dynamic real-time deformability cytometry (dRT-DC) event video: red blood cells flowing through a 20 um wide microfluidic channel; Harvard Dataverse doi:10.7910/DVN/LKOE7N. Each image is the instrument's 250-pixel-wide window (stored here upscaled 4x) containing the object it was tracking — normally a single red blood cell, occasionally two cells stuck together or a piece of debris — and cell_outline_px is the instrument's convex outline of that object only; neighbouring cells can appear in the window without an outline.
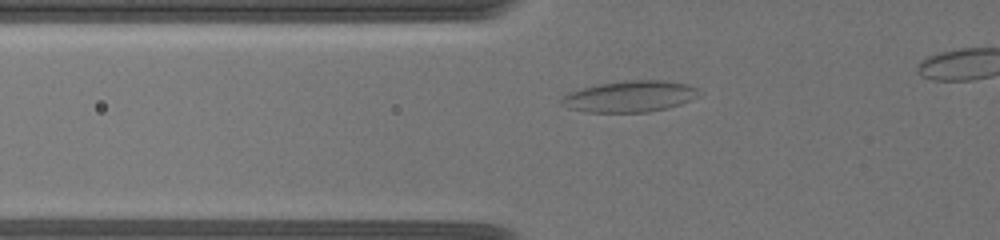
{"species": "common noctule bat (a hibernating species)", "species_latin": "Nyctalus noctula", "temperature_condition": "warm", "stored_images_in_passage": 18, "camera_frame_rate_fps": 3000, "um_per_image_px": 0.085, "animal": {"sex": "female", "body_mass_g": 19.5, "forearm_length_mm": 54.1}, "frame": {"image": 1, "passage_image": 9, "time_ms": 4.333, "image_size_px": [1000, 240], "cell_outline_px": [[700, 96], [680, 104], [668, 108], [648, 112], [588, 112], [568, 108], [560, 104], [560, 100], [568, 92], [580, 88], [600, 84], [628, 80], [660, 80], [688, 84], [696, 88]], "centroid_in_image_um": [53.52, 8.2], "position_along_channel_um": 72.3, "area_um2": 25.03}}
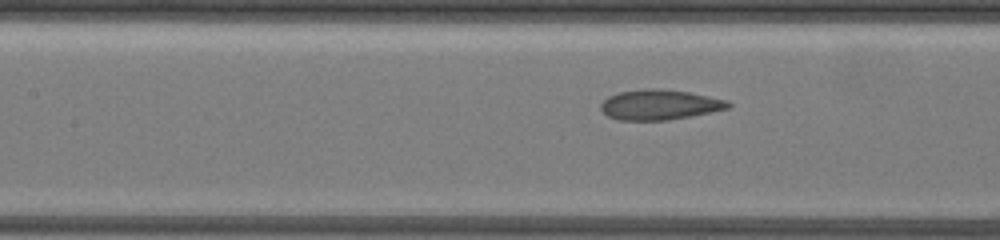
{"frame": {"image": 2, "passage_image": 14, "time_ms": 6.667, "image_size_px": [1000, 240], "cell_outline_px": [[732, 104], [728, 108], [692, 116], [668, 120], [620, 120], [608, 116], [600, 108], [600, 104], [608, 96], [620, 92], [644, 88], [660, 88], [688, 92], [728, 100]], "centroid_in_image_um": [56.06, 8.89], "position_along_channel_um": 151.3, "area_um2": 22.37}}
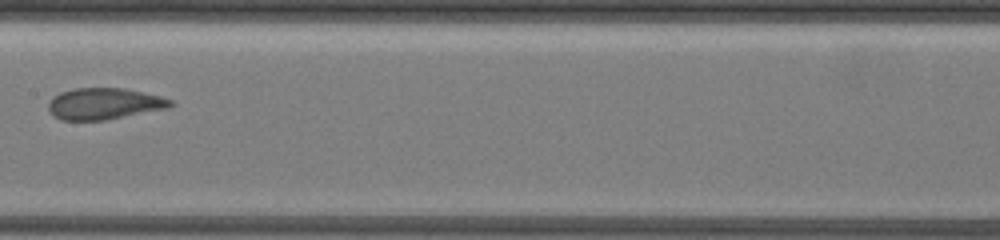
{"frame": {"image": 3, "passage_image": 17, "time_ms": 8.0, "image_size_px": [1000, 240], "cell_outline_px": [[176, 104], [168, 108], [104, 120], [60, 120], [48, 108], [48, 104], [52, 96], [60, 92], [76, 88], [124, 88], [160, 96], [172, 100]], "centroid_in_image_um": [8.87, 8.81], "position_along_channel_um": 198.5, "area_um2": 22.25}}